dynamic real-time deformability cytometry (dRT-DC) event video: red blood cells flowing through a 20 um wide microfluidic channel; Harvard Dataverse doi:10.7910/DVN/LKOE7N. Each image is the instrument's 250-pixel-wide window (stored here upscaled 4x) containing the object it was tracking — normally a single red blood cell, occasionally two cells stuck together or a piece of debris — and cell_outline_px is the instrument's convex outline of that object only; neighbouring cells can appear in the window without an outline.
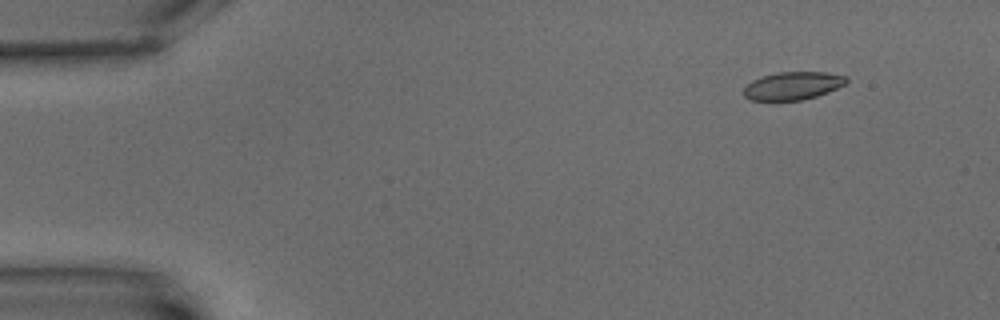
{"species": "common noctule bat (a hibernating species)", "species_latin": "Nyctalus noctula", "temperature_condition": "warm", "stored_images_in_passage": 5, "segment_of_instrument_passage": [2, 2], "camera_frame_rate_fps": 3000, "um_per_image_px": 0.085, "animal": {"sex": "male", "body_mass_g": 15.6}, "frame": {"image": 1, "passage_image": 5, "time_ms": 5.667, "image_size_px": [1000, 320], "cell_outline_px": [[848, 80], [844, 84], [828, 92], [816, 96], [800, 100], [748, 100], [744, 96], [744, 88], [752, 80], [776, 72], [828, 72], [848, 76]], "centroid_in_image_um": [67.4, 7.28], "position_along_channel_um": 17.6, "area_um2": 16.65}}